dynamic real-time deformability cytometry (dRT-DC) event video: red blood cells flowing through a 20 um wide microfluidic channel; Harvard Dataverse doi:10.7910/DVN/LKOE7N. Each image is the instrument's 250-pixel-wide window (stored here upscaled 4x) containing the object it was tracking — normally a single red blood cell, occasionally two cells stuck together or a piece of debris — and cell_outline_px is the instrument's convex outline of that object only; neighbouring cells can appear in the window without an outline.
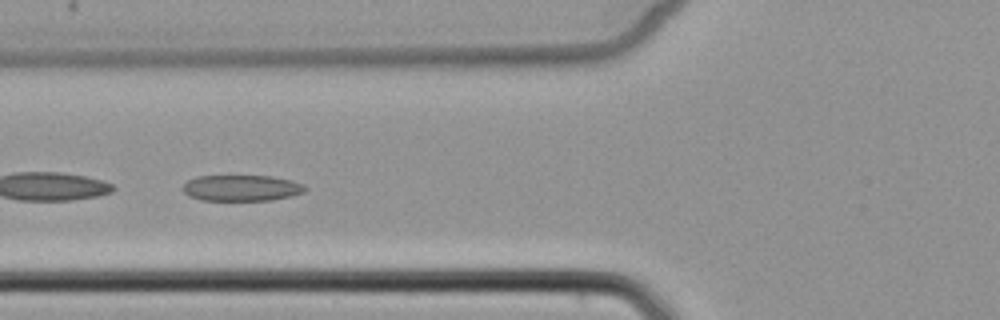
{"species": "common noctule bat (a hibernating species)", "species_latin": "Nyctalus noctula", "temperature_condition": "cold", "stored_images_in_passage": 8, "camera_frame_rate_fps": 3000, "um_per_image_px": 0.085, "animal": {"sex": "female", "body_mass_g": 22.7, "forearm_length_mm": 54.2}, "frame": {"image": 1, "passage_image": 6, "time_ms": 7.0, "image_size_px": [1000, 320], "cell_outline_px": [[308, 188], [304, 192], [292, 196], [272, 200], [200, 200], [188, 196], [184, 192], [184, 184], [188, 180], [196, 176], [272, 176], [292, 180], [304, 184]], "centroid_in_image_um": [20.57, 15.98], "position_along_channel_um": 105.2, "area_um2": 18.67}}
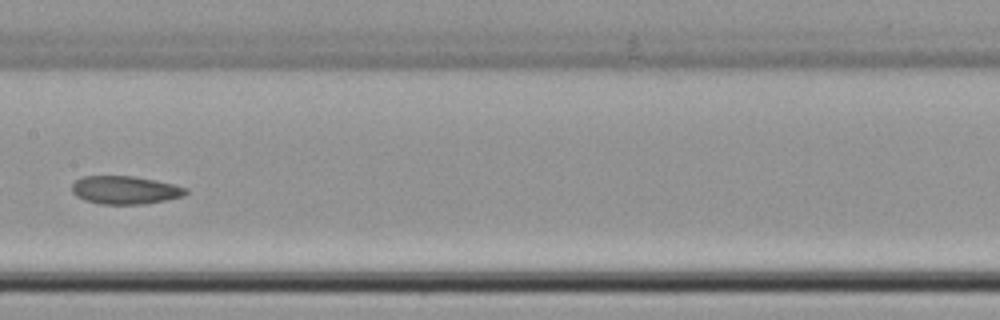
{"frame": {"image": 2, "passage_image": 8, "time_ms": 9.333, "image_size_px": [1000, 320], "cell_outline_px": [[188, 192], [184, 196], [144, 204], [100, 204], [84, 200], [76, 196], [72, 192], [72, 184], [76, 180], [84, 176], [132, 176], [172, 184], [188, 188]], "centroid_in_image_um": [10.61, 16.16], "position_along_channel_um": 196.8, "area_um2": 18.55}}